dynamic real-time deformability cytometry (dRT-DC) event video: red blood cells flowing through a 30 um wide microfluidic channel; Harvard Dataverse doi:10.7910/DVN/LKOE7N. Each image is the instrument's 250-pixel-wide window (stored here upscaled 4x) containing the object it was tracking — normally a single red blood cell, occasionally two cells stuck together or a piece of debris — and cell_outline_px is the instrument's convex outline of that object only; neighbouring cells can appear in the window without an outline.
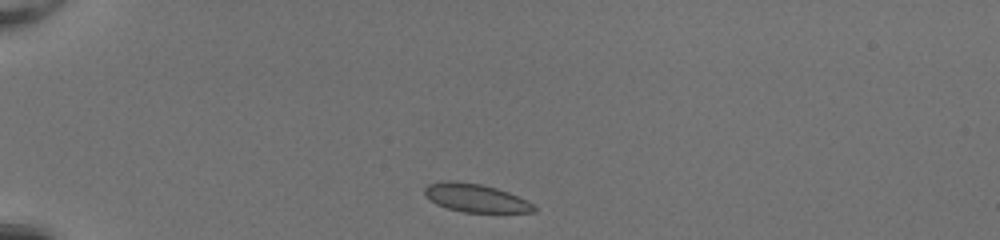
{"species": "common noctule bat (a hibernating species)", "species_latin": "Nyctalus noctula", "temperature_condition": "room temperature", "stored_images_in_passage": 38, "camera_frame_rate_fps": 3000, "um_per_image_px": 0.085, "animal": {"sex": "female", "body_mass_g": 20.0, "forearm_length_mm": 54.0}, "frame": {"image": 1, "passage_image": 1, "time_ms": 0.0, "image_size_px": [1000, 240], "cell_outline_px": [[536, 212], [464, 212], [448, 208], [436, 204], [424, 196], [424, 188], [428, 184], [444, 180], [456, 180], [484, 184], [508, 192], [532, 204], [536, 208]], "centroid_in_image_um": [40.36, 16.8], "position_along_channel_um": 44.6, "area_um2": 18.03}}
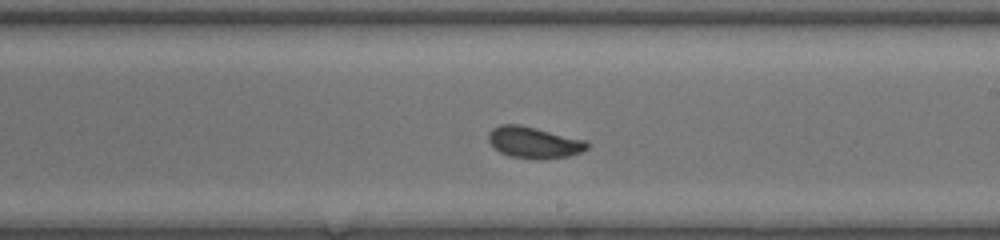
{"frame": {"image": 2, "passage_image": 19, "time_ms": 6.0, "image_size_px": [1000, 240], "cell_outline_px": [[588, 148], [580, 152], [568, 156], [540, 160], [536, 160], [508, 156], [500, 152], [488, 140], [488, 132], [492, 128], [500, 124], [520, 124], [588, 140]], "centroid_in_image_um": [45.39, 12.11], "position_along_channel_um": 243.6, "area_um2": 18.32}}
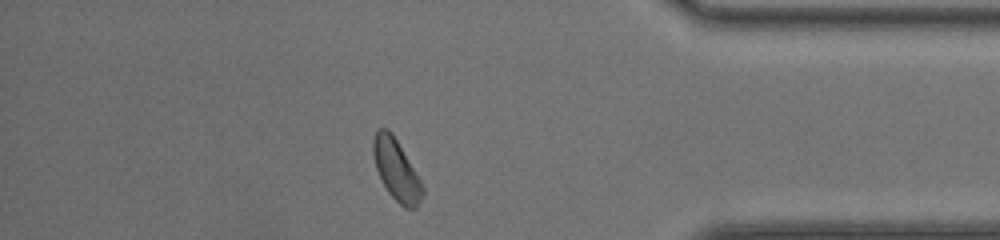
{"frame": {"image": 3, "passage_image": 32, "time_ms": 10.333, "image_size_px": [1000, 240], "cell_outline_px": [[424, 192], [416, 208], [404, 208], [388, 192], [376, 168], [372, 152], [372, 140], [376, 128], [388, 128], [392, 132], [420, 180], [424, 188]], "centroid_in_image_um": [33.66, 14.4], "position_along_channel_um": 401.5, "area_um2": 17.34}, "authors_computed_cell_mechanics": {"area_um2": 17.7157, "velocity_mm_per_s": 4.137, "shape_relaxation_time_tau1_ms": 4.583, "shape_relaxation_time_tau2_ms": 0.8841, "deformation_change_tau1": 0.1197, "deformation_change_tau2": 0.0497}}